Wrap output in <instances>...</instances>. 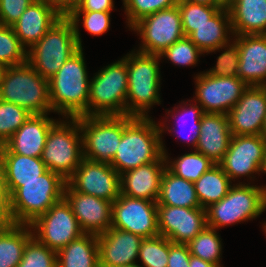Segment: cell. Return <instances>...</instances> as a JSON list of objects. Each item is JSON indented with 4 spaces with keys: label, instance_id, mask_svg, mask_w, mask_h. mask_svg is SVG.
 Masks as SVG:
<instances>
[{
    "label": "cell",
    "instance_id": "cell-6",
    "mask_svg": "<svg viewBox=\"0 0 266 267\" xmlns=\"http://www.w3.org/2000/svg\"><path fill=\"white\" fill-rule=\"evenodd\" d=\"M134 54V55H133ZM159 55L137 52L127 56L128 90L126 115L147 117L145 115L153 104L160 103L158 66Z\"/></svg>",
    "mask_w": 266,
    "mask_h": 267
},
{
    "label": "cell",
    "instance_id": "cell-47",
    "mask_svg": "<svg viewBox=\"0 0 266 267\" xmlns=\"http://www.w3.org/2000/svg\"><path fill=\"white\" fill-rule=\"evenodd\" d=\"M113 0H82L73 11H111L113 10Z\"/></svg>",
    "mask_w": 266,
    "mask_h": 267
},
{
    "label": "cell",
    "instance_id": "cell-46",
    "mask_svg": "<svg viewBox=\"0 0 266 267\" xmlns=\"http://www.w3.org/2000/svg\"><path fill=\"white\" fill-rule=\"evenodd\" d=\"M182 109L184 111V114H182V116L183 115L185 116L186 113H187L186 116H188V115L192 116L193 127H192L191 130H192L193 134L189 138L187 137L188 138L187 140L192 141L191 142L193 144L192 146H194L195 149H196V146H197V143H198V138H199V135H200L201 116L203 115L204 112L197 105H194V106L192 105L191 108L189 107L190 110H186L185 108H182ZM182 138H183V140L186 139V137H182Z\"/></svg>",
    "mask_w": 266,
    "mask_h": 267
},
{
    "label": "cell",
    "instance_id": "cell-49",
    "mask_svg": "<svg viewBox=\"0 0 266 267\" xmlns=\"http://www.w3.org/2000/svg\"><path fill=\"white\" fill-rule=\"evenodd\" d=\"M11 223L8 207H0V231L6 229Z\"/></svg>",
    "mask_w": 266,
    "mask_h": 267
},
{
    "label": "cell",
    "instance_id": "cell-41",
    "mask_svg": "<svg viewBox=\"0 0 266 267\" xmlns=\"http://www.w3.org/2000/svg\"><path fill=\"white\" fill-rule=\"evenodd\" d=\"M126 14L128 15V25L132 27L142 18L156 13L160 10L172 8L179 0H123Z\"/></svg>",
    "mask_w": 266,
    "mask_h": 267
},
{
    "label": "cell",
    "instance_id": "cell-57",
    "mask_svg": "<svg viewBox=\"0 0 266 267\" xmlns=\"http://www.w3.org/2000/svg\"><path fill=\"white\" fill-rule=\"evenodd\" d=\"M119 267H142V266H139L137 264H133V265L119 266Z\"/></svg>",
    "mask_w": 266,
    "mask_h": 267
},
{
    "label": "cell",
    "instance_id": "cell-52",
    "mask_svg": "<svg viewBox=\"0 0 266 267\" xmlns=\"http://www.w3.org/2000/svg\"><path fill=\"white\" fill-rule=\"evenodd\" d=\"M235 0H214V7L219 9L229 10Z\"/></svg>",
    "mask_w": 266,
    "mask_h": 267
},
{
    "label": "cell",
    "instance_id": "cell-43",
    "mask_svg": "<svg viewBox=\"0 0 266 267\" xmlns=\"http://www.w3.org/2000/svg\"><path fill=\"white\" fill-rule=\"evenodd\" d=\"M228 46L227 51L218 57L216 66L206 72L207 74L210 76L238 77L239 46L235 41L234 44Z\"/></svg>",
    "mask_w": 266,
    "mask_h": 267
},
{
    "label": "cell",
    "instance_id": "cell-48",
    "mask_svg": "<svg viewBox=\"0 0 266 267\" xmlns=\"http://www.w3.org/2000/svg\"><path fill=\"white\" fill-rule=\"evenodd\" d=\"M82 0H50L55 9L62 15L68 16L78 7Z\"/></svg>",
    "mask_w": 266,
    "mask_h": 267
},
{
    "label": "cell",
    "instance_id": "cell-31",
    "mask_svg": "<svg viewBox=\"0 0 266 267\" xmlns=\"http://www.w3.org/2000/svg\"><path fill=\"white\" fill-rule=\"evenodd\" d=\"M25 226L11 223L0 231V267H16L21 261L28 240L35 235Z\"/></svg>",
    "mask_w": 266,
    "mask_h": 267
},
{
    "label": "cell",
    "instance_id": "cell-33",
    "mask_svg": "<svg viewBox=\"0 0 266 267\" xmlns=\"http://www.w3.org/2000/svg\"><path fill=\"white\" fill-rule=\"evenodd\" d=\"M214 165L209 158L196 151L184 154L169 166L166 164V168L177 177L194 183Z\"/></svg>",
    "mask_w": 266,
    "mask_h": 267
},
{
    "label": "cell",
    "instance_id": "cell-58",
    "mask_svg": "<svg viewBox=\"0 0 266 267\" xmlns=\"http://www.w3.org/2000/svg\"><path fill=\"white\" fill-rule=\"evenodd\" d=\"M266 172V155H265V164H264V167H263V170H262V172Z\"/></svg>",
    "mask_w": 266,
    "mask_h": 267
},
{
    "label": "cell",
    "instance_id": "cell-8",
    "mask_svg": "<svg viewBox=\"0 0 266 267\" xmlns=\"http://www.w3.org/2000/svg\"><path fill=\"white\" fill-rule=\"evenodd\" d=\"M70 119L72 126L58 121L51 126L40 157L48 170L61 175L65 180L75 172L84 159L81 149L82 136L78 134L81 131L79 117Z\"/></svg>",
    "mask_w": 266,
    "mask_h": 267
},
{
    "label": "cell",
    "instance_id": "cell-39",
    "mask_svg": "<svg viewBox=\"0 0 266 267\" xmlns=\"http://www.w3.org/2000/svg\"><path fill=\"white\" fill-rule=\"evenodd\" d=\"M57 252L41 243L34 235L28 240L16 267H57Z\"/></svg>",
    "mask_w": 266,
    "mask_h": 267
},
{
    "label": "cell",
    "instance_id": "cell-38",
    "mask_svg": "<svg viewBox=\"0 0 266 267\" xmlns=\"http://www.w3.org/2000/svg\"><path fill=\"white\" fill-rule=\"evenodd\" d=\"M31 115L18 105L0 100V146L4 145Z\"/></svg>",
    "mask_w": 266,
    "mask_h": 267
},
{
    "label": "cell",
    "instance_id": "cell-45",
    "mask_svg": "<svg viewBox=\"0 0 266 267\" xmlns=\"http://www.w3.org/2000/svg\"><path fill=\"white\" fill-rule=\"evenodd\" d=\"M190 250L187 244L173 243L169 240L167 267H189Z\"/></svg>",
    "mask_w": 266,
    "mask_h": 267
},
{
    "label": "cell",
    "instance_id": "cell-27",
    "mask_svg": "<svg viewBox=\"0 0 266 267\" xmlns=\"http://www.w3.org/2000/svg\"><path fill=\"white\" fill-rule=\"evenodd\" d=\"M227 29H232L229 11L220 9L206 23L197 27L188 38L203 53H209L228 46Z\"/></svg>",
    "mask_w": 266,
    "mask_h": 267
},
{
    "label": "cell",
    "instance_id": "cell-17",
    "mask_svg": "<svg viewBox=\"0 0 266 267\" xmlns=\"http://www.w3.org/2000/svg\"><path fill=\"white\" fill-rule=\"evenodd\" d=\"M158 230L173 243L188 244L206 226V209L157 205Z\"/></svg>",
    "mask_w": 266,
    "mask_h": 267
},
{
    "label": "cell",
    "instance_id": "cell-30",
    "mask_svg": "<svg viewBox=\"0 0 266 267\" xmlns=\"http://www.w3.org/2000/svg\"><path fill=\"white\" fill-rule=\"evenodd\" d=\"M4 182L36 180L48 169L41 158L12 153L5 145L0 146Z\"/></svg>",
    "mask_w": 266,
    "mask_h": 267
},
{
    "label": "cell",
    "instance_id": "cell-2",
    "mask_svg": "<svg viewBox=\"0 0 266 267\" xmlns=\"http://www.w3.org/2000/svg\"><path fill=\"white\" fill-rule=\"evenodd\" d=\"M82 48L48 80L52 110L70 118L88 116L90 81Z\"/></svg>",
    "mask_w": 266,
    "mask_h": 267
},
{
    "label": "cell",
    "instance_id": "cell-44",
    "mask_svg": "<svg viewBox=\"0 0 266 267\" xmlns=\"http://www.w3.org/2000/svg\"><path fill=\"white\" fill-rule=\"evenodd\" d=\"M35 0H0V25L12 26Z\"/></svg>",
    "mask_w": 266,
    "mask_h": 267
},
{
    "label": "cell",
    "instance_id": "cell-4",
    "mask_svg": "<svg viewBox=\"0 0 266 267\" xmlns=\"http://www.w3.org/2000/svg\"><path fill=\"white\" fill-rule=\"evenodd\" d=\"M0 100L18 105L30 114H47L52 110L48 79L28 62L6 67L0 83Z\"/></svg>",
    "mask_w": 266,
    "mask_h": 267
},
{
    "label": "cell",
    "instance_id": "cell-5",
    "mask_svg": "<svg viewBox=\"0 0 266 267\" xmlns=\"http://www.w3.org/2000/svg\"><path fill=\"white\" fill-rule=\"evenodd\" d=\"M79 49L71 20L62 16L27 51V62L42 77L49 80Z\"/></svg>",
    "mask_w": 266,
    "mask_h": 267
},
{
    "label": "cell",
    "instance_id": "cell-7",
    "mask_svg": "<svg viewBox=\"0 0 266 267\" xmlns=\"http://www.w3.org/2000/svg\"><path fill=\"white\" fill-rule=\"evenodd\" d=\"M127 90L126 56L98 72L90 82L88 116L126 115Z\"/></svg>",
    "mask_w": 266,
    "mask_h": 267
},
{
    "label": "cell",
    "instance_id": "cell-34",
    "mask_svg": "<svg viewBox=\"0 0 266 267\" xmlns=\"http://www.w3.org/2000/svg\"><path fill=\"white\" fill-rule=\"evenodd\" d=\"M187 245L191 255L221 267L219 261L222 247L216 229L206 226Z\"/></svg>",
    "mask_w": 266,
    "mask_h": 267
},
{
    "label": "cell",
    "instance_id": "cell-9",
    "mask_svg": "<svg viewBox=\"0 0 266 267\" xmlns=\"http://www.w3.org/2000/svg\"><path fill=\"white\" fill-rule=\"evenodd\" d=\"M133 118L128 115L79 117L81 133L83 132L84 158L95 162L110 163L121 142L124 127Z\"/></svg>",
    "mask_w": 266,
    "mask_h": 267
},
{
    "label": "cell",
    "instance_id": "cell-26",
    "mask_svg": "<svg viewBox=\"0 0 266 267\" xmlns=\"http://www.w3.org/2000/svg\"><path fill=\"white\" fill-rule=\"evenodd\" d=\"M235 35L266 34V0H235L228 10Z\"/></svg>",
    "mask_w": 266,
    "mask_h": 267
},
{
    "label": "cell",
    "instance_id": "cell-16",
    "mask_svg": "<svg viewBox=\"0 0 266 267\" xmlns=\"http://www.w3.org/2000/svg\"><path fill=\"white\" fill-rule=\"evenodd\" d=\"M265 155L266 140L261 135H233L219 165L233 179L262 171Z\"/></svg>",
    "mask_w": 266,
    "mask_h": 267
},
{
    "label": "cell",
    "instance_id": "cell-12",
    "mask_svg": "<svg viewBox=\"0 0 266 267\" xmlns=\"http://www.w3.org/2000/svg\"><path fill=\"white\" fill-rule=\"evenodd\" d=\"M140 33L143 45L138 52L159 55L184 37L178 5L148 15L132 27Z\"/></svg>",
    "mask_w": 266,
    "mask_h": 267
},
{
    "label": "cell",
    "instance_id": "cell-24",
    "mask_svg": "<svg viewBox=\"0 0 266 267\" xmlns=\"http://www.w3.org/2000/svg\"><path fill=\"white\" fill-rule=\"evenodd\" d=\"M228 114L203 113L196 151L219 164L232 138Z\"/></svg>",
    "mask_w": 266,
    "mask_h": 267
},
{
    "label": "cell",
    "instance_id": "cell-37",
    "mask_svg": "<svg viewBox=\"0 0 266 267\" xmlns=\"http://www.w3.org/2000/svg\"><path fill=\"white\" fill-rule=\"evenodd\" d=\"M181 15L184 36L188 37L197 27L206 23L220 9L214 6L194 4L184 1L177 3Z\"/></svg>",
    "mask_w": 266,
    "mask_h": 267
},
{
    "label": "cell",
    "instance_id": "cell-3",
    "mask_svg": "<svg viewBox=\"0 0 266 267\" xmlns=\"http://www.w3.org/2000/svg\"><path fill=\"white\" fill-rule=\"evenodd\" d=\"M163 129L147 117H134L123 129L117 152L109 163L120 175L141 165L157 161L164 146Z\"/></svg>",
    "mask_w": 266,
    "mask_h": 267
},
{
    "label": "cell",
    "instance_id": "cell-55",
    "mask_svg": "<svg viewBox=\"0 0 266 267\" xmlns=\"http://www.w3.org/2000/svg\"><path fill=\"white\" fill-rule=\"evenodd\" d=\"M261 136L266 140V115H265V120H264V125L262 128Z\"/></svg>",
    "mask_w": 266,
    "mask_h": 267
},
{
    "label": "cell",
    "instance_id": "cell-15",
    "mask_svg": "<svg viewBox=\"0 0 266 267\" xmlns=\"http://www.w3.org/2000/svg\"><path fill=\"white\" fill-rule=\"evenodd\" d=\"M196 79V98L205 113L228 114L249 87L239 77L210 76L206 72Z\"/></svg>",
    "mask_w": 266,
    "mask_h": 267
},
{
    "label": "cell",
    "instance_id": "cell-20",
    "mask_svg": "<svg viewBox=\"0 0 266 267\" xmlns=\"http://www.w3.org/2000/svg\"><path fill=\"white\" fill-rule=\"evenodd\" d=\"M143 238L131 232L110 227L97 236L100 267L135 264Z\"/></svg>",
    "mask_w": 266,
    "mask_h": 267
},
{
    "label": "cell",
    "instance_id": "cell-14",
    "mask_svg": "<svg viewBox=\"0 0 266 267\" xmlns=\"http://www.w3.org/2000/svg\"><path fill=\"white\" fill-rule=\"evenodd\" d=\"M74 191L114 202L121 194L120 174L105 162L83 159L66 180Z\"/></svg>",
    "mask_w": 266,
    "mask_h": 267
},
{
    "label": "cell",
    "instance_id": "cell-25",
    "mask_svg": "<svg viewBox=\"0 0 266 267\" xmlns=\"http://www.w3.org/2000/svg\"><path fill=\"white\" fill-rule=\"evenodd\" d=\"M47 114H32L4 144L12 153L40 158L51 126Z\"/></svg>",
    "mask_w": 266,
    "mask_h": 267
},
{
    "label": "cell",
    "instance_id": "cell-10",
    "mask_svg": "<svg viewBox=\"0 0 266 267\" xmlns=\"http://www.w3.org/2000/svg\"><path fill=\"white\" fill-rule=\"evenodd\" d=\"M266 188L238 184L219 202L206 208L207 226L218 229L231 223L253 219L265 211Z\"/></svg>",
    "mask_w": 266,
    "mask_h": 267
},
{
    "label": "cell",
    "instance_id": "cell-40",
    "mask_svg": "<svg viewBox=\"0 0 266 267\" xmlns=\"http://www.w3.org/2000/svg\"><path fill=\"white\" fill-rule=\"evenodd\" d=\"M83 14V25L89 33L101 35L105 33L110 25V11H72L67 17L71 20L78 46L82 48L81 38L78 30V19Z\"/></svg>",
    "mask_w": 266,
    "mask_h": 267
},
{
    "label": "cell",
    "instance_id": "cell-13",
    "mask_svg": "<svg viewBox=\"0 0 266 267\" xmlns=\"http://www.w3.org/2000/svg\"><path fill=\"white\" fill-rule=\"evenodd\" d=\"M111 227L131 232L143 239L160 235L157 202L120 194L112 202Z\"/></svg>",
    "mask_w": 266,
    "mask_h": 267
},
{
    "label": "cell",
    "instance_id": "cell-28",
    "mask_svg": "<svg viewBox=\"0 0 266 267\" xmlns=\"http://www.w3.org/2000/svg\"><path fill=\"white\" fill-rule=\"evenodd\" d=\"M157 205L195 208L201 207L194 183L177 177L165 168L160 184Z\"/></svg>",
    "mask_w": 266,
    "mask_h": 267
},
{
    "label": "cell",
    "instance_id": "cell-21",
    "mask_svg": "<svg viewBox=\"0 0 266 267\" xmlns=\"http://www.w3.org/2000/svg\"><path fill=\"white\" fill-rule=\"evenodd\" d=\"M235 36L239 46L238 77L248 86H266V34Z\"/></svg>",
    "mask_w": 266,
    "mask_h": 267
},
{
    "label": "cell",
    "instance_id": "cell-54",
    "mask_svg": "<svg viewBox=\"0 0 266 267\" xmlns=\"http://www.w3.org/2000/svg\"><path fill=\"white\" fill-rule=\"evenodd\" d=\"M5 69H6V66L3 63H0V83L2 81V77H3Z\"/></svg>",
    "mask_w": 266,
    "mask_h": 267
},
{
    "label": "cell",
    "instance_id": "cell-32",
    "mask_svg": "<svg viewBox=\"0 0 266 267\" xmlns=\"http://www.w3.org/2000/svg\"><path fill=\"white\" fill-rule=\"evenodd\" d=\"M230 181L231 179L224 173L221 166L215 164L194 182L201 208L206 209L224 198L232 187Z\"/></svg>",
    "mask_w": 266,
    "mask_h": 267
},
{
    "label": "cell",
    "instance_id": "cell-35",
    "mask_svg": "<svg viewBox=\"0 0 266 267\" xmlns=\"http://www.w3.org/2000/svg\"><path fill=\"white\" fill-rule=\"evenodd\" d=\"M27 62V52L11 26L0 25V63L17 66Z\"/></svg>",
    "mask_w": 266,
    "mask_h": 267
},
{
    "label": "cell",
    "instance_id": "cell-36",
    "mask_svg": "<svg viewBox=\"0 0 266 267\" xmlns=\"http://www.w3.org/2000/svg\"><path fill=\"white\" fill-rule=\"evenodd\" d=\"M142 267H167L169 257V239L158 235L144 238L139 249Z\"/></svg>",
    "mask_w": 266,
    "mask_h": 267
},
{
    "label": "cell",
    "instance_id": "cell-53",
    "mask_svg": "<svg viewBox=\"0 0 266 267\" xmlns=\"http://www.w3.org/2000/svg\"><path fill=\"white\" fill-rule=\"evenodd\" d=\"M180 1L194 3V4H202L207 6H214V0H180Z\"/></svg>",
    "mask_w": 266,
    "mask_h": 267
},
{
    "label": "cell",
    "instance_id": "cell-42",
    "mask_svg": "<svg viewBox=\"0 0 266 267\" xmlns=\"http://www.w3.org/2000/svg\"><path fill=\"white\" fill-rule=\"evenodd\" d=\"M203 52L186 36L165 49L159 57H167L177 65H194Z\"/></svg>",
    "mask_w": 266,
    "mask_h": 267
},
{
    "label": "cell",
    "instance_id": "cell-18",
    "mask_svg": "<svg viewBox=\"0 0 266 267\" xmlns=\"http://www.w3.org/2000/svg\"><path fill=\"white\" fill-rule=\"evenodd\" d=\"M266 115V86H249L229 111L232 135H261Z\"/></svg>",
    "mask_w": 266,
    "mask_h": 267
},
{
    "label": "cell",
    "instance_id": "cell-29",
    "mask_svg": "<svg viewBox=\"0 0 266 267\" xmlns=\"http://www.w3.org/2000/svg\"><path fill=\"white\" fill-rule=\"evenodd\" d=\"M57 267H100L97 235L83 234L57 252Z\"/></svg>",
    "mask_w": 266,
    "mask_h": 267
},
{
    "label": "cell",
    "instance_id": "cell-51",
    "mask_svg": "<svg viewBox=\"0 0 266 267\" xmlns=\"http://www.w3.org/2000/svg\"><path fill=\"white\" fill-rule=\"evenodd\" d=\"M0 207H8V196L3 179H0Z\"/></svg>",
    "mask_w": 266,
    "mask_h": 267
},
{
    "label": "cell",
    "instance_id": "cell-56",
    "mask_svg": "<svg viewBox=\"0 0 266 267\" xmlns=\"http://www.w3.org/2000/svg\"><path fill=\"white\" fill-rule=\"evenodd\" d=\"M0 179H3V165H2L1 157H0Z\"/></svg>",
    "mask_w": 266,
    "mask_h": 267
},
{
    "label": "cell",
    "instance_id": "cell-11",
    "mask_svg": "<svg viewBox=\"0 0 266 267\" xmlns=\"http://www.w3.org/2000/svg\"><path fill=\"white\" fill-rule=\"evenodd\" d=\"M26 227L37 229L38 236L35 237L55 252L84 234L65 198L56 202Z\"/></svg>",
    "mask_w": 266,
    "mask_h": 267
},
{
    "label": "cell",
    "instance_id": "cell-22",
    "mask_svg": "<svg viewBox=\"0 0 266 267\" xmlns=\"http://www.w3.org/2000/svg\"><path fill=\"white\" fill-rule=\"evenodd\" d=\"M62 15L50 0H35L11 27L23 46L38 42Z\"/></svg>",
    "mask_w": 266,
    "mask_h": 267
},
{
    "label": "cell",
    "instance_id": "cell-23",
    "mask_svg": "<svg viewBox=\"0 0 266 267\" xmlns=\"http://www.w3.org/2000/svg\"><path fill=\"white\" fill-rule=\"evenodd\" d=\"M166 154L120 175L121 194L138 199L157 202L163 172L167 163ZM165 165V167H164ZM125 174V175H124Z\"/></svg>",
    "mask_w": 266,
    "mask_h": 267
},
{
    "label": "cell",
    "instance_id": "cell-1",
    "mask_svg": "<svg viewBox=\"0 0 266 267\" xmlns=\"http://www.w3.org/2000/svg\"><path fill=\"white\" fill-rule=\"evenodd\" d=\"M12 223L30 225L56 202L64 198L66 180L47 170L38 179L4 182Z\"/></svg>",
    "mask_w": 266,
    "mask_h": 267
},
{
    "label": "cell",
    "instance_id": "cell-19",
    "mask_svg": "<svg viewBox=\"0 0 266 267\" xmlns=\"http://www.w3.org/2000/svg\"><path fill=\"white\" fill-rule=\"evenodd\" d=\"M64 198L70 204L82 231L100 235L111 227L112 202L72 190L67 184Z\"/></svg>",
    "mask_w": 266,
    "mask_h": 267
},
{
    "label": "cell",
    "instance_id": "cell-50",
    "mask_svg": "<svg viewBox=\"0 0 266 267\" xmlns=\"http://www.w3.org/2000/svg\"><path fill=\"white\" fill-rule=\"evenodd\" d=\"M189 267H219L216 264H212L210 262L204 261L203 259L191 255Z\"/></svg>",
    "mask_w": 266,
    "mask_h": 267
}]
</instances>
